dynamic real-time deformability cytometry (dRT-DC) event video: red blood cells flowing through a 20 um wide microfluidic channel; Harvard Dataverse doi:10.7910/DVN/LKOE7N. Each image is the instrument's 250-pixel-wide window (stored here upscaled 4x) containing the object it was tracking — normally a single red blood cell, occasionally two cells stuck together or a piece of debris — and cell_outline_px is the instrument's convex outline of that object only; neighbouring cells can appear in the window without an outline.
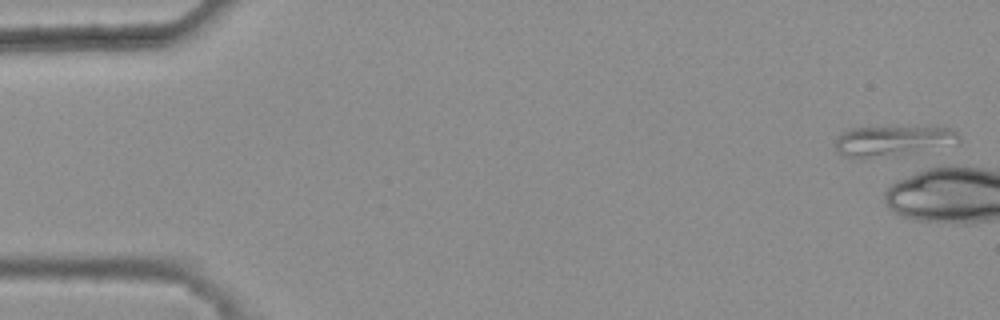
{"species": "common noctule bat (a hibernating species)", "species_latin": "Nyctalus noctula", "temperature_condition": "warm", "stored_images_in_passage": 4, "camera_frame_rate_fps": 3000, "um_per_image_px": 0.085, "animal": {"sex": "female", "body_mass_g": 25.1}, "frame": {"image": 1, "passage_image": 1, "time_ms": 0.0, "image_size_px": [1000, 320], "cell_outline_px": [[960, 144], [900, 156], [864, 160], [844, 156], [836, 152], [836, 140], [844, 132], [852, 128], [872, 124], [952, 128], [960, 136]], "centroid_in_image_um": [75.92, 11.97], "position_along_channel_um": 9.1, "area_um2": 23.81}}